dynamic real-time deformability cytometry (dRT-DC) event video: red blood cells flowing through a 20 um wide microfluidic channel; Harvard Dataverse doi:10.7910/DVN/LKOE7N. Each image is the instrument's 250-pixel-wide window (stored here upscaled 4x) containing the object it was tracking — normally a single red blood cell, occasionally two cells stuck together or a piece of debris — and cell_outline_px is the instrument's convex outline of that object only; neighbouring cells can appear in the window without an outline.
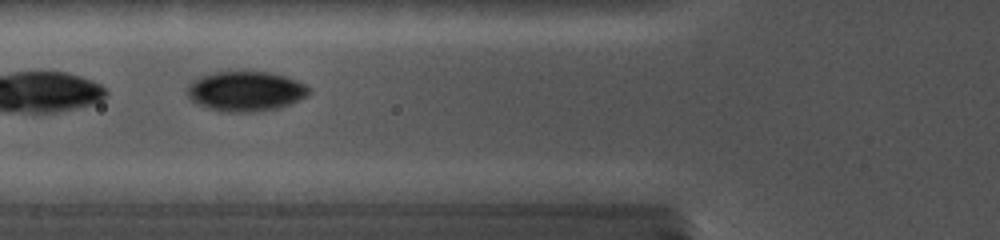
{"species": "common noctule bat (a hibernating species)", "species_latin": "Nyctalus noctula", "temperature_condition": "cold", "stored_images_in_passage": 21, "camera_frame_rate_fps": 5000, "um_per_image_px": 0.085, "animal": {"sex": "female", "body_mass_g": 19.0, "forearm_length_mm": 56.7}, "frame": {"image": 1, "passage_image": 4, "time_ms": 1.0, "image_size_px": [1000, 240], "cell_outline_px": [[312, 92], [308, 96], [288, 104], [276, 108], [256, 112], [232, 112], [208, 108], [192, 100], [188, 96], [188, 84], [192, 80], [200, 76], [212, 72], [268, 72], [284, 76], [296, 80], [312, 88]], "centroid_in_image_um": [20.9, 7.75], "position_along_channel_um": 104.9, "area_um2": 28.15}}
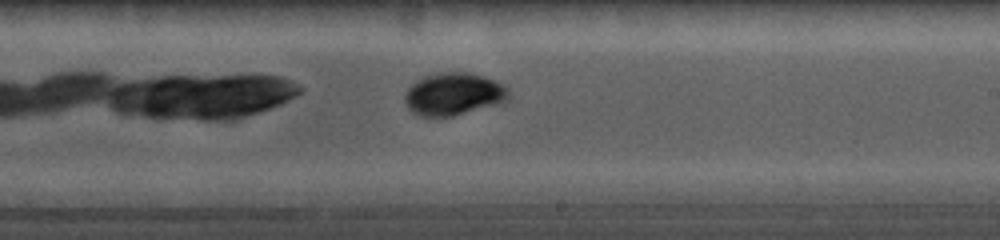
{"frame": {"image": 2, "passage_image": 15, "time_ms": 4.8, "image_size_px": [1000, 240], "cell_outline_px": [[508, 100], [496, 104], [452, 116], [416, 116], [408, 108], [404, 100], [404, 92], [416, 80], [424, 76], [440, 72], [472, 72], [484, 76], [504, 84], [508, 88]], "centroid_in_image_um": [38.53, 7.98], "position_along_channel_um": 250.5, "area_um2": 25.84}}
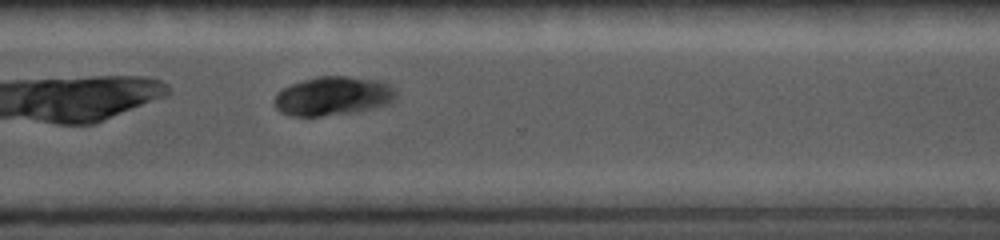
{"frame": {"image": 3, "passage_image": 18, "time_ms": 7.2, "image_size_px": [1000, 240], "cell_outline_px": [[396, 96], [392, 100], [384, 104], [372, 108], [352, 112], [320, 116], [292, 116], [280, 112], [276, 108], [276, 92], [292, 84], [316, 76], [348, 76], [380, 80], [392, 84], [396, 92]], "centroid_in_image_um": [28.31, 8.14], "position_along_channel_um": 342.3, "area_um2": 27.4}}